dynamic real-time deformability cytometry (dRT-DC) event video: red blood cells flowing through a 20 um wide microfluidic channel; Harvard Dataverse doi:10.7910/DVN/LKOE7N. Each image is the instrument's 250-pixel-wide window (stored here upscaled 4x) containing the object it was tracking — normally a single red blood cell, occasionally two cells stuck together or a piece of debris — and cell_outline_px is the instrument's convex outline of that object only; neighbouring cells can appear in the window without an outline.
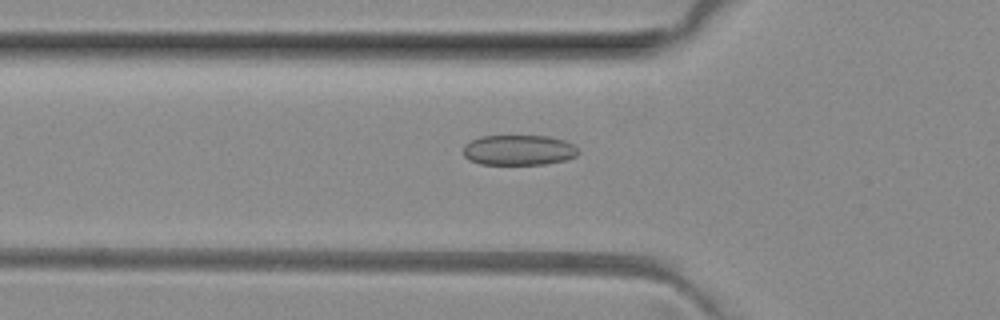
{"species": "common noctule bat (a hibernating species)", "species_latin": "Nyctalus noctula", "temperature_condition": "room temperature", "stored_images_in_passage": 41, "camera_frame_rate_fps": 3000, "um_per_image_px": 0.085, "animal": {"sex": "female", "body_mass_g": 29.2, "forearm_length_mm": 56.3}, "frame": {"image": 1, "passage_image": 7, "time_ms": 2.0, "image_size_px": [1000, 320], "cell_outline_px": [[580, 152], [576, 156], [564, 160], [544, 164], [480, 164], [468, 160], [464, 156], [464, 144], [480, 136], [548, 136], [564, 140], [572, 144]], "centroid_in_image_um": [44.07, 12.76], "position_along_channel_um": 81.7, "area_um2": 20.29}}
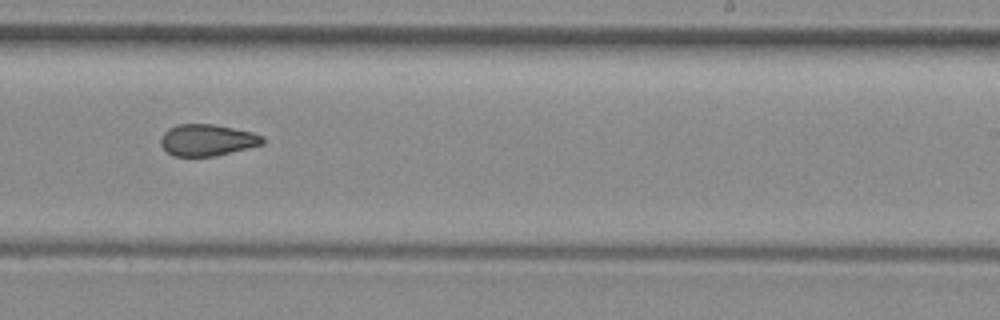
{"frame": {"image": 2, "passage_image": 21, "time_ms": 6.667, "image_size_px": [1000, 320], "cell_outline_px": [[264, 144], [216, 156], [172, 156], [160, 144], [160, 140], [164, 132], [168, 128], [176, 124], [212, 124], [252, 132], [264, 136]], "centroid_in_image_um": [17.61, 11.9], "position_along_channel_um": 271.4, "area_um2": 18.79}}
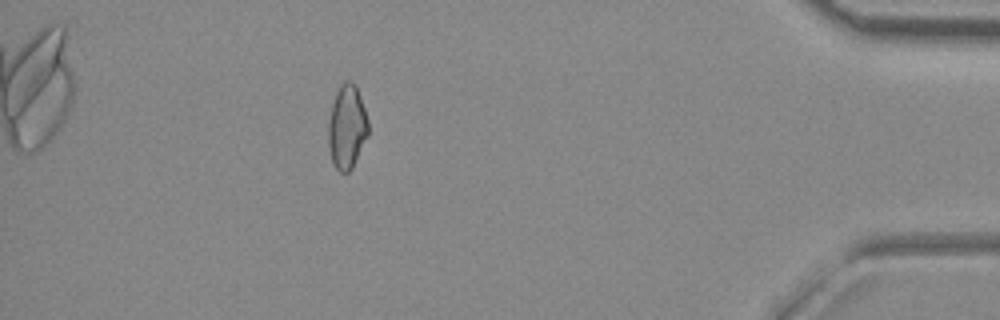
{"frame": {"image": 3, "passage_image": 35, "time_ms": 11.333, "image_size_px": [1000, 320], "cell_outline_px": [[368, 136], [352, 168], [348, 172], [340, 172], [336, 168], [332, 160], [328, 144], [328, 124], [332, 104], [336, 92], [340, 84], [344, 80], [348, 80], [356, 88], [364, 108], [368, 120]], "centroid_in_image_um": [29.48, 10.81], "position_along_channel_um": 405.7, "area_um2": 19.31}, "authors_computed_cell_mechanics": {"area_um2": 19.4786, "velocity_mm_per_s": 4.0509, "shape_relaxation_time_tau1_ms": null, "shape_relaxation_time_tau2_ms": 3.9173, "deformation_change_tau1": null, "deformation_change_tau2": 0.0946}}